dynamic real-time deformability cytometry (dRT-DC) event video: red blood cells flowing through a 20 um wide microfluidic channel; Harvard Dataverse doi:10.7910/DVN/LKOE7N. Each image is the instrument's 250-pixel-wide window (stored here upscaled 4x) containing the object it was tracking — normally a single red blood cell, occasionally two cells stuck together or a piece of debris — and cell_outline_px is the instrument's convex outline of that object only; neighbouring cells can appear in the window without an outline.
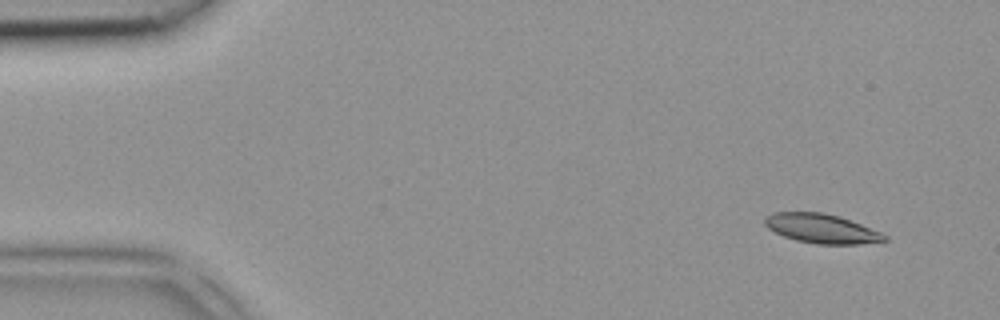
{"species": "common noctule bat (a hibernating species)", "species_latin": "Nyctalus noctula", "temperature_condition": "room temperature", "stored_images_in_passage": 4, "camera_frame_rate_fps": 3000, "um_per_image_px": 0.085, "animal": {"sex": "female", "body_mass_g": 18.4}, "frame": {"image": 1, "passage_image": 1, "time_ms": 0.0, "image_size_px": [1000, 320], "cell_outline_px": [[888, 240], [860, 244], [816, 244], [796, 240], [784, 236], [768, 228], [764, 224], [764, 216], [772, 212], [824, 212], [840, 216], [880, 232], [888, 236]], "centroid_in_image_um": [69.81, 19.42], "position_along_channel_um": 15.2, "area_um2": 20.46}}
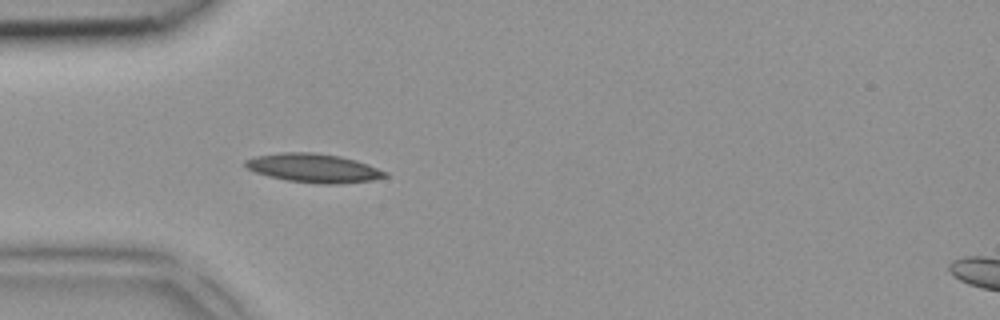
{"frame": {"image": 2, "passage_image": 4, "time_ms": 1.0, "image_size_px": [1000, 320], "cell_outline_px": [[388, 176], [372, 180], [340, 184], [316, 184], [284, 180], [268, 176], [256, 172], [248, 168], [244, 164], [244, 160], [256, 156], [280, 152], [316, 152], [340, 156], [356, 160], [368, 164], [388, 172]], "centroid_in_image_um": [26.67, 14.29], "position_along_channel_um": 58.3, "area_um2": 23.7}}